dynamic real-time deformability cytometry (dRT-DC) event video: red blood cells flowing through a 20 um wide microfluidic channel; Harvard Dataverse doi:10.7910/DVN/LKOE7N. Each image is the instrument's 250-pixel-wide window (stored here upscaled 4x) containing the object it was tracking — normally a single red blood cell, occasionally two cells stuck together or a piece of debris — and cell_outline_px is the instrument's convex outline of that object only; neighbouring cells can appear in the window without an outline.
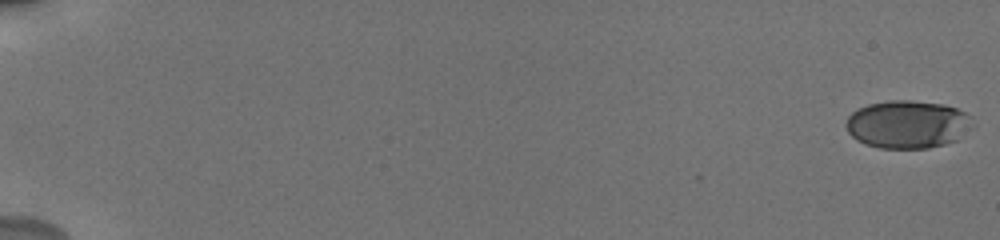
{"species": "human", "species_latin": "Homo sapiens", "temperature_condition": "cold", "stored_images_in_passage": 58, "camera_frame_rate_fps": 3000, "um_per_image_px": 0.085, "donor": {"sex": "male"}, "frame": {"image": 1, "passage_image": 1, "time_ms": 0.0, "image_size_px": [1000, 240], "cell_outline_px": [[968, 116], [956, 140], [944, 144], [928, 148], [880, 148], [864, 144], [856, 140], [848, 132], [844, 124], [848, 116], [856, 108], [868, 104], [888, 100], [912, 100], [940, 104], [956, 108], [964, 112]], "centroid_in_image_um": [76.95, 10.56], "position_along_channel_um": 8.0, "area_um2": 34.51}}
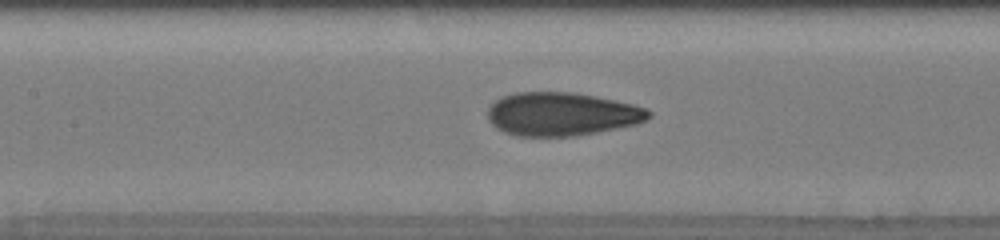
{"frame": {"image": 2, "passage_image": 36, "time_ms": 9.333, "image_size_px": [1000, 240], "cell_outline_px": [[652, 116], [648, 120], [636, 124], [576, 136], [516, 136], [504, 132], [496, 128], [488, 120], [488, 108], [496, 100], [504, 96], [516, 92], [572, 92], [596, 96], [632, 104], [648, 108], [652, 112]], "centroid_in_image_um": [47.76, 9.7], "position_along_channel_um": 159.6, "area_um2": 40.81}}
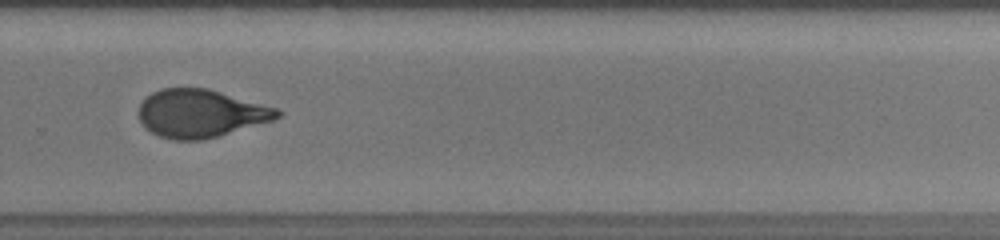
{"frame": {"image": 3, "passage_image": 48, "time_ms": 13.333, "image_size_px": [1000, 240], "cell_outline_px": [[284, 112], [280, 116], [272, 120], [216, 136], [200, 140], [172, 140], [160, 136], [144, 128], [140, 120], [140, 104], [152, 92], [160, 88], [208, 88], [280, 108]], "centroid_in_image_um": [17.07, 9.63], "position_along_channel_um": 312.7, "area_um2": 38.61}, "authors_computed_cell_mechanics": {"area_um2": 38.6393, "velocity_mm_per_s": 3.8452, "shape_relaxation_time_tau1_ms": 3.3984, "shape_relaxation_time_tau2_ms": 0.994, "deformation_change_tau1": 0.1753, "deformation_change_tau2": 0.0752}}